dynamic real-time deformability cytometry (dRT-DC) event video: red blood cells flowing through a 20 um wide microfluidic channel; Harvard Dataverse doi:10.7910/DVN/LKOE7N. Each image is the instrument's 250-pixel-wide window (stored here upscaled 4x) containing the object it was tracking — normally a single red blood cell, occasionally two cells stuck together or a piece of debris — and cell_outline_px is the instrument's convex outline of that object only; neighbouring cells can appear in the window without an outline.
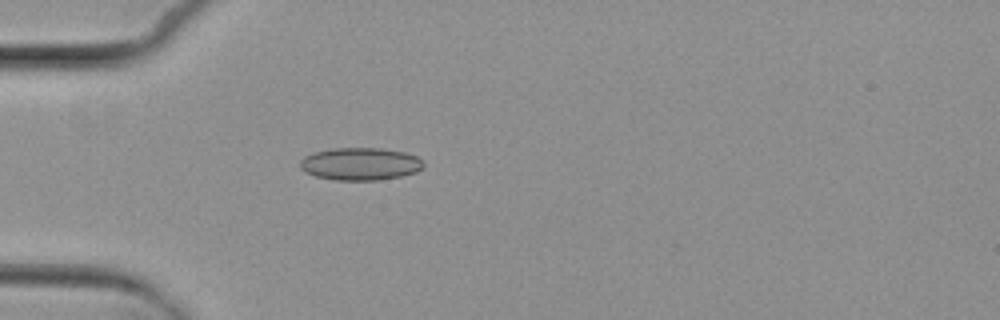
{"species": "common noctule bat (a hibernating species)", "species_latin": "Nyctalus noctula", "temperature_condition": "cold", "stored_images_in_passage": 2, "camera_frame_rate_fps": 3000, "um_per_image_px": 0.085, "animal": {"sex": "female", "body_mass_g": 29.2, "forearm_length_mm": 56.3}, "frame": {"image": 1, "passage_image": 2, "time_ms": 1.333, "image_size_px": [1000, 320], "cell_outline_px": [[424, 164], [416, 172], [400, 176], [376, 180], [336, 180], [316, 176], [304, 172], [300, 168], [300, 160], [304, 156], [312, 152], [332, 148], [380, 148], [404, 152], [416, 156]], "centroid_in_image_um": [30.57, 13.92], "position_along_channel_um": 54.4, "area_um2": 23.35}}